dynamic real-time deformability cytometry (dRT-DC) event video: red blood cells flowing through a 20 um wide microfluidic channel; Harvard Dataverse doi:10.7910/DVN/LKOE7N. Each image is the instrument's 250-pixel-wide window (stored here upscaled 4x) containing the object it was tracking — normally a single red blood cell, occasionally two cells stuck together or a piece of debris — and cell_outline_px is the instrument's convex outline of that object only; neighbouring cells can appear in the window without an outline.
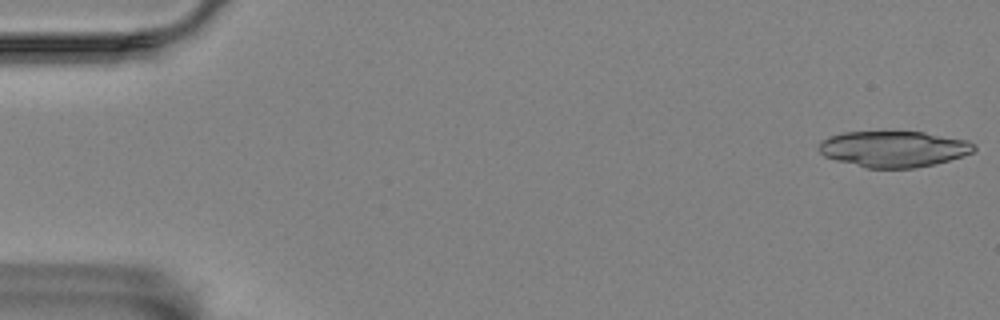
{"species": "Egyptian fruit bat (a non-hibernating species)", "species_latin": "Rousettus aegyptiacus", "temperature_condition": "room temperature", "stored_images_in_passage": 11, "camera_frame_rate_fps": 3000, "um_per_image_px": 0.085, "animal": {"sex": "female"}, "frame": {"image": 1, "passage_image": 1, "time_ms": 0.0, "image_size_px": [1000, 320], "cell_outline_px": [[976, 152], [964, 156], [916, 168], [864, 168], [836, 160], [824, 156], [820, 152], [820, 140], [828, 136], [844, 132], [924, 132], [968, 140], [976, 144]], "centroid_in_image_um": [75.99, 12.66], "position_along_channel_um": 9.0, "area_um2": 32.77}}